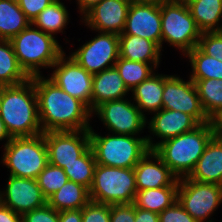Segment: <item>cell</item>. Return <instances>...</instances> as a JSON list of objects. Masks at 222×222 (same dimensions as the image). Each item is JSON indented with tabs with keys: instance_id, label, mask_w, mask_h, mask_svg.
Segmentation results:
<instances>
[{
	"instance_id": "6da1fadb",
	"label": "cell",
	"mask_w": 222,
	"mask_h": 222,
	"mask_svg": "<svg viewBox=\"0 0 222 222\" xmlns=\"http://www.w3.org/2000/svg\"><path fill=\"white\" fill-rule=\"evenodd\" d=\"M38 100L39 121L48 131L86 130L91 127L92 112L80 100L64 92L47 76H32Z\"/></svg>"
},
{
	"instance_id": "7a4b0ae2",
	"label": "cell",
	"mask_w": 222,
	"mask_h": 222,
	"mask_svg": "<svg viewBox=\"0 0 222 222\" xmlns=\"http://www.w3.org/2000/svg\"><path fill=\"white\" fill-rule=\"evenodd\" d=\"M0 118L11 137H32L43 133L38 114L34 81L1 86Z\"/></svg>"
},
{
	"instance_id": "3957f363",
	"label": "cell",
	"mask_w": 222,
	"mask_h": 222,
	"mask_svg": "<svg viewBox=\"0 0 222 222\" xmlns=\"http://www.w3.org/2000/svg\"><path fill=\"white\" fill-rule=\"evenodd\" d=\"M218 132L217 122L202 123L191 131L160 143L154 152L178 179L188 177L206 145Z\"/></svg>"
},
{
	"instance_id": "277c9868",
	"label": "cell",
	"mask_w": 222,
	"mask_h": 222,
	"mask_svg": "<svg viewBox=\"0 0 222 222\" xmlns=\"http://www.w3.org/2000/svg\"><path fill=\"white\" fill-rule=\"evenodd\" d=\"M16 58L30 76L42 75L65 52L57 38L30 24L11 40Z\"/></svg>"
},
{
	"instance_id": "5b68a950",
	"label": "cell",
	"mask_w": 222,
	"mask_h": 222,
	"mask_svg": "<svg viewBox=\"0 0 222 222\" xmlns=\"http://www.w3.org/2000/svg\"><path fill=\"white\" fill-rule=\"evenodd\" d=\"M90 147L97 164L108 167L134 168L150 150L146 136L97 133L89 128Z\"/></svg>"
},
{
	"instance_id": "8992f818",
	"label": "cell",
	"mask_w": 222,
	"mask_h": 222,
	"mask_svg": "<svg viewBox=\"0 0 222 222\" xmlns=\"http://www.w3.org/2000/svg\"><path fill=\"white\" fill-rule=\"evenodd\" d=\"M2 151L0 164L15 177L37 179L49 163L43 133L32 137H12Z\"/></svg>"
},
{
	"instance_id": "52a82bcc",
	"label": "cell",
	"mask_w": 222,
	"mask_h": 222,
	"mask_svg": "<svg viewBox=\"0 0 222 222\" xmlns=\"http://www.w3.org/2000/svg\"><path fill=\"white\" fill-rule=\"evenodd\" d=\"M137 193L134 168L96 164L89 189L90 201L101 204H131Z\"/></svg>"
},
{
	"instance_id": "ba28073f",
	"label": "cell",
	"mask_w": 222,
	"mask_h": 222,
	"mask_svg": "<svg viewBox=\"0 0 222 222\" xmlns=\"http://www.w3.org/2000/svg\"><path fill=\"white\" fill-rule=\"evenodd\" d=\"M161 49L167 42L185 56L198 46L202 32L192 18L188 6L160 0Z\"/></svg>"
},
{
	"instance_id": "9c48e42d",
	"label": "cell",
	"mask_w": 222,
	"mask_h": 222,
	"mask_svg": "<svg viewBox=\"0 0 222 222\" xmlns=\"http://www.w3.org/2000/svg\"><path fill=\"white\" fill-rule=\"evenodd\" d=\"M178 202L197 222H214L212 214L222 205V185L180 178Z\"/></svg>"
},
{
	"instance_id": "30bf717a",
	"label": "cell",
	"mask_w": 222,
	"mask_h": 222,
	"mask_svg": "<svg viewBox=\"0 0 222 222\" xmlns=\"http://www.w3.org/2000/svg\"><path fill=\"white\" fill-rule=\"evenodd\" d=\"M92 116L98 117L101 124L112 134L140 136L146 129L147 118L128 97L99 105L92 112Z\"/></svg>"
},
{
	"instance_id": "8fae6325",
	"label": "cell",
	"mask_w": 222,
	"mask_h": 222,
	"mask_svg": "<svg viewBox=\"0 0 222 222\" xmlns=\"http://www.w3.org/2000/svg\"><path fill=\"white\" fill-rule=\"evenodd\" d=\"M97 35L69 55L86 71L94 75L114 67L119 58V35L95 32Z\"/></svg>"
},
{
	"instance_id": "7c38bea8",
	"label": "cell",
	"mask_w": 222,
	"mask_h": 222,
	"mask_svg": "<svg viewBox=\"0 0 222 222\" xmlns=\"http://www.w3.org/2000/svg\"><path fill=\"white\" fill-rule=\"evenodd\" d=\"M162 108L192 116L199 124L211 122L202 107L195 83L177 74H164Z\"/></svg>"
},
{
	"instance_id": "4fadbf2b",
	"label": "cell",
	"mask_w": 222,
	"mask_h": 222,
	"mask_svg": "<svg viewBox=\"0 0 222 222\" xmlns=\"http://www.w3.org/2000/svg\"><path fill=\"white\" fill-rule=\"evenodd\" d=\"M47 77L64 92L82 101L91 110L93 75L65 52L52 65Z\"/></svg>"
},
{
	"instance_id": "5bb4252c",
	"label": "cell",
	"mask_w": 222,
	"mask_h": 222,
	"mask_svg": "<svg viewBox=\"0 0 222 222\" xmlns=\"http://www.w3.org/2000/svg\"><path fill=\"white\" fill-rule=\"evenodd\" d=\"M50 164L64 168L77 161L89 148V129L44 132Z\"/></svg>"
},
{
	"instance_id": "9a60e30c",
	"label": "cell",
	"mask_w": 222,
	"mask_h": 222,
	"mask_svg": "<svg viewBox=\"0 0 222 222\" xmlns=\"http://www.w3.org/2000/svg\"><path fill=\"white\" fill-rule=\"evenodd\" d=\"M119 35H136L161 47L160 1L132 0L124 31Z\"/></svg>"
},
{
	"instance_id": "2e32d148",
	"label": "cell",
	"mask_w": 222,
	"mask_h": 222,
	"mask_svg": "<svg viewBox=\"0 0 222 222\" xmlns=\"http://www.w3.org/2000/svg\"><path fill=\"white\" fill-rule=\"evenodd\" d=\"M8 176L5 188L0 189L2 205L23 215L47 204L37 179Z\"/></svg>"
},
{
	"instance_id": "e0dca14e",
	"label": "cell",
	"mask_w": 222,
	"mask_h": 222,
	"mask_svg": "<svg viewBox=\"0 0 222 222\" xmlns=\"http://www.w3.org/2000/svg\"><path fill=\"white\" fill-rule=\"evenodd\" d=\"M151 115L153 116L150 119L147 118L146 121V128L150 133V135H146V142L150 150H154L160 143L191 131L199 125L192 116L180 111L162 108ZM154 136L158 139L157 141Z\"/></svg>"
},
{
	"instance_id": "ac0fdd59",
	"label": "cell",
	"mask_w": 222,
	"mask_h": 222,
	"mask_svg": "<svg viewBox=\"0 0 222 222\" xmlns=\"http://www.w3.org/2000/svg\"><path fill=\"white\" fill-rule=\"evenodd\" d=\"M132 0H101L80 20L91 31L122 34Z\"/></svg>"
},
{
	"instance_id": "d6986e66",
	"label": "cell",
	"mask_w": 222,
	"mask_h": 222,
	"mask_svg": "<svg viewBox=\"0 0 222 222\" xmlns=\"http://www.w3.org/2000/svg\"><path fill=\"white\" fill-rule=\"evenodd\" d=\"M134 173L137 191L179 185V179L154 150H149L137 163Z\"/></svg>"
},
{
	"instance_id": "ffe728a7",
	"label": "cell",
	"mask_w": 222,
	"mask_h": 222,
	"mask_svg": "<svg viewBox=\"0 0 222 222\" xmlns=\"http://www.w3.org/2000/svg\"><path fill=\"white\" fill-rule=\"evenodd\" d=\"M188 178L222 185V134L218 132L209 141Z\"/></svg>"
},
{
	"instance_id": "44dd1931",
	"label": "cell",
	"mask_w": 222,
	"mask_h": 222,
	"mask_svg": "<svg viewBox=\"0 0 222 222\" xmlns=\"http://www.w3.org/2000/svg\"><path fill=\"white\" fill-rule=\"evenodd\" d=\"M130 91L124 84L116 67H111L93 75L91 112L99 105L126 98Z\"/></svg>"
},
{
	"instance_id": "7402d4cb",
	"label": "cell",
	"mask_w": 222,
	"mask_h": 222,
	"mask_svg": "<svg viewBox=\"0 0 222 222\" xmlns=\"http://www.w3.org/2000/svg\"><path fill=\"white\" fill-rule=\"evenodd\" d=\"M161 51L164 50L156 42L136 35H119V57L124 59L149 63L158 69L162 61Z\"/></svg>"
},
{
	"instance_id": "603a6c76",
	"label": "cell",
	"mask_w": 222,
	"mask_h": 222,
	"mask_svg": "<svg viewBox=\"0 0 222 222\" xmlns=\"http://www.w3.org/2000/svg\"><path fill=\"white\" fill-rule=\"evenodd\" d=\"M163 90L164 73L155 72L130 91L132 93L131 99L141 113L148 118L146 115L162 109Z\"/></svg>"
},
{
	"instance_id": "cb8c5ba5",
	"label": "cell",
	"mask_w": 222,
	"mask_h": 222,
	"mask_svg": "<svg viewBox=\"0 0 222 222\" xmlns=\"http://www.w3.org/2000/svg\"><path fill=\"white\" fill-rule=\"evenodd\" d=\"M188 8L202 33L222 31V0H196Z\"/></svg>"
},
{
	"instance_id": "d4e9b609",
	"label": "cell",
	"mask_w": 222,
	"mask_h": 222,
	"mask_svg": "<svg viewBox=\"0 0 222 222\" xmlns=\"http://www.w3.org/2000/svg\"><path fill=\"white\" fill-rule=\"evenodd\" d=\"M89 202V190L83 185L70 180L47 198V204L58 212L82 209Z\"/></svg>"
},
{
	"instance_id": "484cf974",
	"label": "cell",
	"mask_w": 222,
	"mask_h": 222,
	"mask_svg": "<svg viewBox=\"0 0 222 222\" xmlns=\"http://www.w3.org/2000/svg\"><path fill=\"white\" fill-rule=\"evenodd\" d=\"M67 6L61 0H55L41 11L31 24L41 31L52 35L63 33L70 22V13Z\"/></svg>"
},
{
	"instance_id": "4316f807",
	"label": "cell",
	"mask_w": 222,
	"mask_h": 222,
	"mask_svg": "<svg viewBox=\"0 0 222 222\" xmlns=\"http://www.w3.org/2000/svg\"><path fill=\"white\" fill-rule=\"evenodd\" d=\"M197 88L198 95L207 117L214 122L222 118V80L191 79Z\"/></svg>"
},
{
	"instance_id": "83f0119b",
	"label": "cell",
	"mask_w": 222,
	"mask_h": 222,
	"mask_svg": "<svg viewBox=\"0 0 222 222\" xmlns=\"http://www.w3.org/2000/svg\"><path fill=\"white\" fill-rule=\"evenodd\" d=\"M31 77L20 66L10 40L0 39V86H15Z\"/></svg>"
},
{
	"instance_id": "f1b7e54d",
	"label": "cell",
	"mask_w": 222,
	"mask_h": 222,
	"mask_svg": "<svg viewBox=\"0 0 222 222\" xmlns=\"http://www.w3.org/2000/svg\"><path fill=\"white\" fill-rule=\"evenodd\" d=\"M178 200V186H166L137 191L134 206L161 213Z\"/></svg>"
},
{
	"instance_id": "f546056e",
	"label": "cell",
	"mask_w": 222,
	"mask_h": 222,
	"mask_svg": "<svg viewBox=\"0 0 222 222\" xmlns=\"http://www.w3.org/2000/svg\"><path fill=\"white\" fill-rule=\"evenodd\" d=\"M30 24L17 0H0V39L11 40Z\"/></svg>"
},
{
	"instance_id": "4dcf8cb0",
	"label": "cell",
	"mask_w": 222,
	"mask_h": 222,
	"mask_svg": "<svg viewBox=\"0 0 222 222\" xmlns=\"http://www.w3.org/2000/svg\"><path fill=\"white\" fill-rule=\"evenodd\" d=\"M191 65L190 79L222 80V61L205 54L198 46L185 56Z\"/></svg>"
},
{
	"instance_id": "1f68e13d",
	"label": "cell",
	"mask_w": 222,
	"mask_h": 222,
	"mask_svg": "<svg viewBox=\"0 0 222 222\" xmlns=\"http://www.w3.org/2000/svg\"><path fill=\"white\" fill-rule=\"evenodd\" d=\"M115 67L129 91L157 71L149 63L130 61L122 57L118 58Z\"/></svg>"
},
{
	"instance_id": "d6a6232c",
	"label": "cell",
	"mask_w": 222,
	"mask_h": 222,
	"mask_svg": "<svg viewBox=\"0 0 222 222\" xmlns=\"http://www.w3.org/2000/svg\"><path fill=\"white\" fill-rule=\"evenodd\" d=\"M96 164L93 150L90 147L77 161L65 165L63 170L70 181L81 184L89 190Z\"/></svg>"
},
{
	"instance_id": "836d02e7",
	"label": "cell",
	"mask_w": 222,
	"mask_h": 222,
	"mask_svg": "<svg viewBox=\"0 0 222 222\" xmlns=\"http://www.w3.org/2000/svg\"><path fill=\"white\" fill-rule=\"evenodd\" d=\"M68 180L63 168L50 163L37 177L38 185L46 199L67 183Z\"/></svg>"
},
{
	"instance_id": "e575fe53",
	"label": "cell",
	"mask_w": 222,
	"mask_h": 222,
	"mask_svg": "<svg viewBox=\"0 0 222 222\" xmlns=\"http://www.w3.org/2000/svg\"><path fill=\"white\" fill-rule=\"evenodd\" d=\"M198 47L205 54L222 61V31L203 32Z\"/></svg>"
},
{
	"instance_id": "d590c367",
	"label": "cell",
	"mask_w": 222,
	"mask_h": 222,
	"mask_svg": "<svg viewBox=\"0 0 222 222\" xmlns=\"http://www.w3.org/2000/svg\"><path fill=\"white\" fill-rule=\"evenodd\" d=\"M82 222H110V205L90 201L82 208Z\"/></svg>"
},
{
	"instance_id": "8d00e7d4",
	"label": "cell",
	"mask_w": 222,
	"mask_h": 222,
	"mask_svg": "<svg viewBox=\"0 0 222 222\" xmlns=\"http://www.w3.org/2000/svg\"><path fill=\"white\" fill-rule=\"evenodd\" d=\"M22 217V222H59V212L48 204L26 212Z\"/></svg>"
},
{
	"instance_id": "74e56055",
	"label": "cell",
	"mask_w": 222,
	"mask_h": 222,
	"mask_svg": "<svg viewBox=\"0 0 222 222\" xmlns=\"http://www.w3.org/2000/svg\"><path fill=\"white\" fill-rule=\"evenodd\" d=\"M159 222H197L178 202L159 213Z\"/></svg>"
},
{
	"instance_id": "f35d334b",
	"label": "cell",
	"mask_w": 222,
	"mask_h": 222,
	"mask_svg": "<svg viewBox=\"0 0 222 222\" xmlns=\"http://www.w3.org/2000/svg\"><path fill=\"white\" fill-rule=\"evenodd\" d=\"M110 222H135L134 204L110 205Z\"/></svg>"
},
{
	"instance_id": "ab89813d",
	"label": "cell",
	"mask_w": 222,
	"mask_h": 222,
	"mask_svg": "<svg viewBox=\"0 0 222 222\" xmlns=\"http://www.w3.org/2000/svg\"><path fill=\"white\" fill-rule=\"evenodd\" d=\"M55 0H17L27 19L32 22L37 15Z\"/></svg>"
},
{
	"instance_id": "60d3db41",
	"label": "cell",
	"mask_w": 222,
	"mask_h": 222,
	"mask_svg": "<svg viewBox=\"0 0 222 222\" xmlns=\"http://www.w3.org/2000/svg\"><path fill=\"white\" fill-rule=\"evenodd\" d=\"M135 222H159V214L135 207Z\"/></svg>"
},
{
	"instance_id": "b9f144b4",
	"label": "cell",
	"mask_w": 222,
	"mask_h": 222,
	"mask_svg": "<svg viewBox=\"0 0 222 222\" xmlns=\"http://www.w3.org/2000/svg\"><path fill=\"white\" fill-rule=\"evenodd\" d=\"M59 222H82V209L60 211Z\"/></svg>"
},
{
	"instance_id": "7bdbcfd3",
	"label": "cell",
	"mask_w": 222,
	"mask_h": 222,
	"mask_svg": "<svg viewBox=\"0 0 222 222\" xmlns=\"http://www.w3.org/2000/svg\"><path fill=\"white\" fill-rule=\"evenodd\" d=\"M0 222H22V217L0 203Z\"/></svg>"
},
{
	"instance_id": "ee69618b",
	"label": "cell",
	"mask_w": 222,
	"mask_h": 222,
	"mask_svg": "<svg viewBox=\"0 0 222 222\" xmlns=\"http://www.w3.org/2000/svg\"><path fill=\"white\" fill-rule=\"evenodd\" d=\"M70 1V0H69ZM78 5L77 12L80 14V19L96 4H98L101 0H75Z\"/></svg>"
},
{
	"instance_id": "f6af8a7d",
	"label": "cell",
	"mask_w": 222,
	"mask_h": 222,
	"mask_svg": "<svg viewBox=\"0 0 222 222\" xmlns=\"http://www.w3.org/2000/svg\"><path fill=\"white\" fill-rule=\"evenodd\" d=\"M11 139L12 137L8 133L4 122L0 118V141H4L5 143L3 146H5Z\"/></svg>"
},
{
	"instance_id": "bcb514c9",
	"label": "cell",
	"mask_w": 222,
	"mask_h": 222,
	"mask_svg": "<svg viewBox=\"0 0 222 222\" xmlns=\"http://www.w3.org/2000/svg\"><path fill=\"white\" fill-rule=\"evenodd\" d=\"M171 3H177L185 6H189L191 3H193L196 0H166Z\"/></svg>"
},
{
	"instance_id": "7dc6e473",
	"label": "cell",
	"mask_w": 222,
	"mask_h": 222,
	"mask_svg": "<svg viewBox=\"0 0 222 222\" xmlns=\"http://www.w3.org/2000/svg\"><path fill=\"white\" fill-rule=\"evenodd\" d=\"M218 131L220 134H222V118L221 120L218 122Z\"/></svg>"
},
{
	"instance_id": "c3c4849f",
	"label": "cell",
	"mask_w": 222,
	"mask_h": 222,
	"mask_svg": "<svg viewBox=\"0 0 222 222\" xmlns=\"http://www.w3.org/2000/svg\"><path fill=\"white\" fill-rule=\"evenodd\" d=\"M0 101H1V86H0ZM0 108H1V104H0Z\"/></svg>"
}]
</instances>
